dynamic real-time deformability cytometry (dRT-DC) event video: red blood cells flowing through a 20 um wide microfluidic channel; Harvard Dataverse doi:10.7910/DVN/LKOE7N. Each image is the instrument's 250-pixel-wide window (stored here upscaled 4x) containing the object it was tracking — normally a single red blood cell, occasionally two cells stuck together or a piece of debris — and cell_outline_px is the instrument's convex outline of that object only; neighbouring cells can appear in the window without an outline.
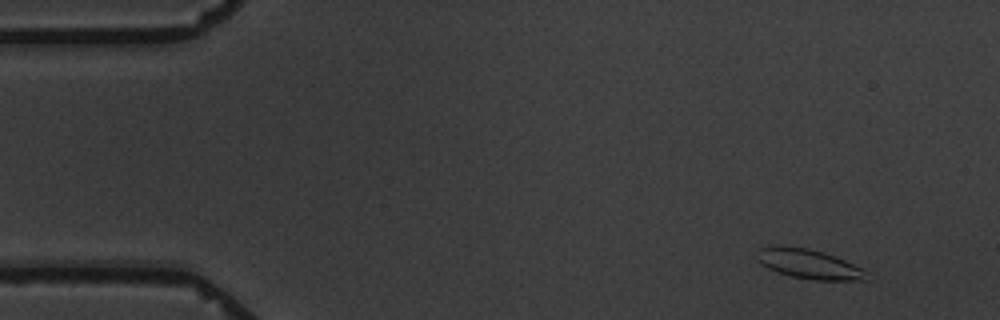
{"species": "common noctule bat (a hibernating species)", "species_latin": "Nyctalus noctula", "temperature_condition": "warm", "stored_images_in_passage": 4, "camera_frame_rate_fps": 3000, "um_per_image_px": 0.085, "animal": {"sex": "male", "body_mass_g": 19.5, "forearm_length_mm": 54.6}, "frame": {"image": 1, "passage_image": 1, "time_ms": 0.0, "image_size_px": [1000, 320], "cell_outline_px": [[868, 280], [816, 280], [792, 276], [776, 272], [768, 268], [756, 260], [760, 248], [776, 244], [780, 244], [808, 248], [824, 252], [844, 260], [860, 268]], "centroid_in_image_um": [68.66, 22.41], "position_along_channel_um": 16.3, "area_um2": 18.73}}